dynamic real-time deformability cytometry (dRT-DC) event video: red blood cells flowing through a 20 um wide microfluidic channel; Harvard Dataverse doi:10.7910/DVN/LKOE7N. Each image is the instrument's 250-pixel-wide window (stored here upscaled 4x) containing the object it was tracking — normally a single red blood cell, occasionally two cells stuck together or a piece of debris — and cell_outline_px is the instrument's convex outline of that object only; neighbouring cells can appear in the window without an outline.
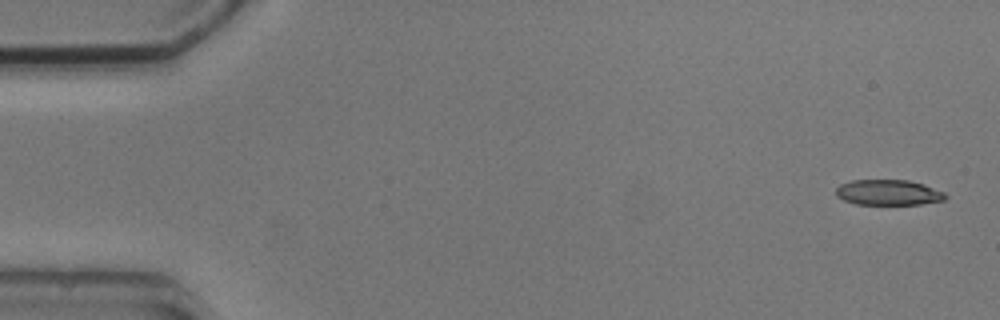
{"species": "common noctule bat (a hibernating species)", "species_latin": "Nyctalus noctula", "temperature_condition": "cold", "stored_images_in_passage": 4, "camera_frame_rate_fps": 3000, "um_per_image_px": 0.085, "animal": {"sex": "male", "body_mass_g": 20.5, "forearm_length_mm": 52.5}, "frame": {"image": 1, "passage_image": 1, "time_ms": 0.0, "image_size_px": [1000, 320], "cell_outline_px": [[948, 196], [944, 200], [920, 204], [856, 204], [844, 200], [836, 196], [836, 188], [840, 184], [852, 180], [908, 180], [924, 184], [944, 192]], "centroid_in_image_um": [75.51, 16.35], "position_along_channel_um": 9.5, "area_um2": 16.24}}
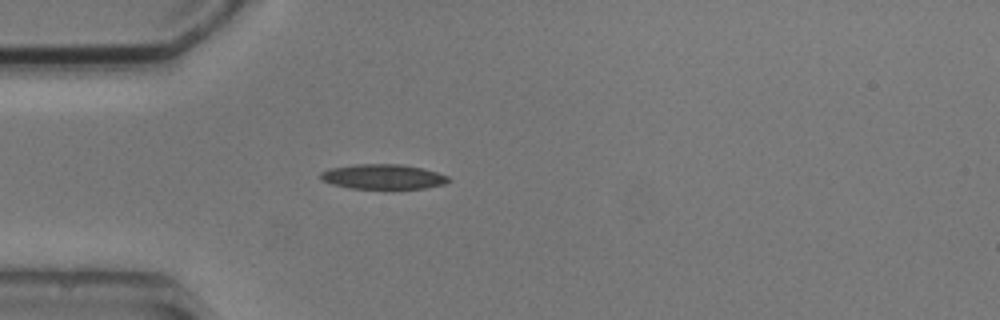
{"frame": {"image": 2, "passage_image": 4, "time_ms": 4.333, "image_size_px": [1000, 320], "cell_outline_px": [[452, 180], [444, 184], [424, 188], [348, 188], [332, 184], [320, 180], [320, 172], [328, 168], [352, 164], [400, 164], [420, 168], [436, 172], [448, 176]], "centroid_in_image_um": [32.5, 15.01], "position_along_channel_um": 52.5, "area_um2": 18.55}}